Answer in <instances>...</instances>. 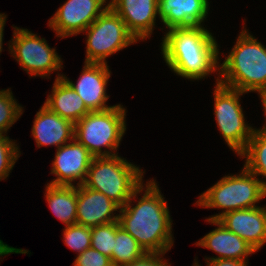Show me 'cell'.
<instances>
[{"mask_svg":"<svg viewBox=\"0 0 266 266\" xmlns=\"http://www.w3.org/2000/svg\"><path fill=\"white\" fill-rule=\"evenodd\" d=\"M145 189L142 183L120 207L118 221L146 253H166L174 242L170 212L154 179L147 182ZM142 191V198L132 207V199Z\"/></svg>","mask_w":266,"mask_h":266,"instance_id":"obj_1","label":"cell"},{"mask_svg":"<svg viewBox=\"0 0 266 266\" xmlns=\"http://www.w3.org/2000/svg\"><path fill=\"white\" fill-rule=\"evenodd\" d=\"M162 41L163 58L178 76L199 80L219 71L218 44L203 26L171 28Z\"/></svg>","mask_w":266,"mask_h":266,"instance_id":"obj_2","label":"cell"},{"mask_svg":"<svg viewBox=\"0 0 266 266\" xmlns=\"http://www.w3.org/2000/svg\"><path fill=\"white\" fill-rule=\"evenodd\" d=\"M242 30L224 62L219 64L218 82L241 92L266 93V48Z\"/></svg>","mask_w":266,"mask_h":266,"instance_id":"obj_3","label":"cell"},{"mask_svg":"<svg viewBox=\"0 0 266 266\" xmlns=\"http://www.w3.org/2000/svg\"><path fill=\"white\" fill-rule=\"evenodd\" d=\"M143 173L118 155L94 157L82 185L101 192L123 207L143 183Z\"/></svg>","mask_w":266,"mask_h":266,"instance_id":"obj_4","label":"cell"},{"mask_svg":"<svg viewBox=\"0 0 266 266\" xmlns=\"http://www.w3.org/2000/svg\"><path fill=\"white\" fill-rule=\"evenodd\" d=\"M266 197V189L257 176L245 167L239 175H228L199 196L197 205L203 208H221L222 213L206 218L218 220L230 211L256 207Z\"/></svg>","mask_w":266,"mask_h":266,"instance_id":"obj_5","label":"cell"},{"mask_svg":"<svg viewBox=\"0 0 266 266\" xmlns=\"http://www.w3.org/2000/svg\"><path fill=\"white\" fill-rule=\"evenodd\" d=\"M125 111L120 104L107 110L90 111L75 123L74 138L94 157L117 155L114 152L126 131ZM102 146L108 151L102 152Z\"/></svg>","mask_w":266,"mask_h":266,"instance_id":"obj_6","label":"cell"},{"mask_svg":"<svg viewBox=\"0 0 266 266\" xmlns=\"http://www.w3.org/2000/svg\"><path fill=\"white\" fill-rule=\"evenodd\" d=\"M84 32H87L86 63L107 64L108 56L137 43L125 22L110 6Z\"/></svg>","mask_w":266,"mask_h":266,"instance_id":"obj_7","label":"cell"},{"mask_svg":"<svg viewBox=\"0 0 266 266\" xmlns=\"http://www.w3.org/2000/svg\"><path fill=\"white\" fill-rule=\"evenodd\" d=\"M214 114L219 131L227 145L238 154L246 149L254 129L245 122L239 97L244 92L223 86L216 79Z\"/></svg>","mask_w":266,"mask_h":266,"instance_id":"obj_8","label":"cell"},{"mask_svg":"<svg viewBox=\"0 0 266 266\" xmlns=\"http://www.w3.org/2000/svg\"><path fill=\"white\" fill-rule=\"evenodd\" d=\"M14 37L9 46L10 53L18 64L30 76H49L52 71L62 67V60L55 48H50L44 38L32 33L28 29L13 27Z\"/></svg>","mask_w":266,"mask_h":266,"instance_id":"obj_9","label":"cell"},{"mask_svg":"<svg viewBox=\"0 0 266 266\" xmlns=\"http://www.w3.org/2000/svg\"><path fill=\"white\" fill-rule=\"evenodd\" d=\"M107 0H67L52 18L49 27L64 38L85 31L109 6Z\"/></svg>","mask_w":266,"mask_h":266,"instance_id":"obj_10","label":"cell"},{"mask_svg":"<svg viewBox=\"0 0 266 266\" xmlns=\"http://www.w3.org/2000/svg\"><path fill=\"white\" fill-rule=\"evenodd\" d=\"M93 158L86 147L74 138L69 144L66 143L56 149L51 174H55L57 178L48 184L74 186L72 182L79 180L76 186L82 185Z\"/></svg>","mask_w":266,"mask_h":266,"instance_id":"obj_11","label":"cell"},{"mask_svg":"<svg viewBox=\"0 0 266 266\" xmlns=\"http://www.w3.org/2000/svg\"><path fill=\"white\" fill-rule=\"evenodd\" d=\"M84 63L83 71L76 84L64 75L63 78L77 92L90 111H102L113 107L106 105L109 99L106 87L111 76L109 66L101 63Z\"/></svg>","mask_w":266,"mask_h":266,"instance_id":"obj_12","label":"cell"},{"mask_svg":"<svg viewBox=\"0 0 266 266\" xmlns=\"http://www.w3.org/2000/svg\"><path fill=\"white\" fill-rule=\"evenodd\" d=\"M218 221L245 240L256 252L266 243V207L230 211Z\"/></svg>","mask_w":266,"mask_h":266,"instance_id":"obj_13","label":"cell"},{"mask_svg":"<svg viewBox=\"0 0 266 266\" xmlns=\"http://www.w3.org/2000/svg\"><path fill=\"white\" fill-rule=\"evenodd\" d=\"M109 6L122 18L137 41L152 34L158 15V0H111Z\"/></svg>","mask_w":266,"mask_h":266,"instance_id":"obj_14","label":"cell"},{"mask_svg":"<svg viewBox=\"0 0 266 266\" xmlns=\"http://www.w3.org/2000/svg\"><path fill=\"white\" fill-rule=\"evenodd\" d=\"M120 206L101 192L83 185L77 186V216L76 222L86 227H95L119 220Z\"/></svg>","mask_w":266,"mask_h":266,"instance_id":"obj_15","label":"cell"},{"mask_svg":"<svg viewBox=\"0 0 266 266\" xmlns=\"http://www.w3.org/2000/svg\"><path fill=\"white\" fill-rule=\"evenodd\" d=\"M208 0H158V16L165 27L202 26L208 16Z\"/></svg>","mask_w":266,"mask_h":266,"instance_id":"obj_16","label":"cell"},{"mask_svg":"<svg viewBox=\"0 0 266 266\" xmlns=\"http://www.w3.org/2000/svg\"><path fill=\"white\" fill-rule=\"evenodd\" d=\"M75 124L43 105L36 113L32 135L37 147L55 145L58 149L74 139Z\"/></svg>","mask_w":266,"mask_h":266,"instance_id":"obj_17","label":"cell"},{"mask_svg":"<svg viewBox=\"0 0 266 266\" xmlns=\"http://www.w3.org/2000/svg\"><path fill=\"white\" fill-rule=\"evenodd\" d=\"M206 221L218 227L201 238L196 245L210 249L219 255L206 260L236 259L248 262V255L256 252L245 240L229 231L218 220L206 219Z\"/></svg>","mask_w":266,"mask_h":266,"instance_id":"obj_18","label":"cell"},{"mask_svg":"<svg viewBox=\"0 0 266 266\" xmlns=\"http://www.w3.org/2000/svg\"><path fill=\"white\" fill-rule=\"evenodd\" d=\"M44 105L74 124L90 112L81 97L61 74L56 77L52 93L47 96Z\"/></svg>","mask_w":266,"mask_h":266,"instance_id":"obj_19","label":"cell"},{"mask_svg":"<svg viewBox=\"0 0 266 266\" xmlns=\"http://www.w3.org/2000/svg\"><path fill=\"white\" fill-rule=\"evenodd\" d=\"M45 194L51 211L60 221L66 226L77 224V186L47 184Z\"/></svg>","mask_w":266,"mask_h":266,"instance_id":"obj_20","label":"cell"},{"mask_svg":"<svg viewBox=\"0 0 266 266\" xmlns=\"http://www.w3.org/2000/svg\"><path fill=\"white\" fill-rule=\"evenodd\" d=\"M246 158L244 167L251 173L266 178V131L254 129L246 149L239 155ZM266 189V181L261 180Z\"/></svg>","mask_w":266,"mask_h":266,"instance_id":"obj_21","label":"cell"},{"mask_svg":"<svg viewBox=\"0 0 266 266\" xmlns=\"http://www.w3.org/2000/svg\"><path fill=\"white\" fill-rule=\"evenodd\" d=\"M146 252L139 245L136 239L129 234L117 221V231L114 239V250L110 258L113 266L135 261Z\"/></svg>","mask_w":266,"mask_h":266,"instance_id":"obj_22","label":"cell"},{"mask_svg":"<svg viewBox=\"0 0 266 266\" xmlns=\"http://www.w3.org/2000/svg\"><path fill=\"white\" fill-rule=\"evenodd\" d=\"M13 97L10 89L0 90V135H6L22 115L23 107Z\"/></svg>","mask_w":266,"mask_h":266,"instance_id":"obj_23","label":"cell"},{"mask_svg":"<svg viewBox=\"0 0 266 266\" xmlns=\"http://www.w3.org/2000/svg\"><path fill=\"white\" fill-rule=\"evenodd\" d=\"M116 231L117 221L91 227V248L111 258Z\"/></svg>","mask_w":266,"mask_h":266,"instance_id":"obj_24","label":"cell"},{"mask_svg":"<svg viewBox=\"0 0 266 266\" xmlns=\"http://www.w3.org/2000/svg\"><path fill=\"white\" fill-rule=\"evenodd\" d=\"M64 244L70 249L77 251L78 255L84 250L91 248V228L84 225L66 226L63 231Z\"/></svg>","mask_w":266,"mask_h":266,"instance_id":"obj_25","label":"cell"},{"mask_svg":"<svg viewBox=\"0 0 266 266\" xmlns=\"http://www.w3.org/2000/svg\"><path fill=\"white\" fill-rule=\"evenodd\" d=\"M6 135H0V181L9 176V172L16 163L20 150L18 146ZM4 178V179H3Z\"/></svg>","mask_w":266,"mask_h":266,"instance_id":"obj_26","label":"cell"},{"mask_svg":"<svg viewBox=\"0 0 266 266\" xmlns=\"http://www.w3.org/2000/svg\"><path fill=\"white\" fill-rule=\"evenodd\" d=\"M73 266H113L110 257L88 248L77 256Z\"/></svg>","mask_w":266,"mask_h":266,"instance_id":"obj_27","label":"cell"},{"mask_svg":"<svg viewBox=\"0 0 266 266\" xmlns=\"http://www.w3.org/2000/svg\"><path fill=\"white\" fill-rule=\"evenodd\" d=\"M164 254L165 253H145L142 257L136 259L135 261L119 266H170L169 263L162 259L161 255Z\"/></svg>","mask_w":266,"mask_h":266,"instance_id":"obj_28","label":"cell"},{"mask_svg":"<svg viewBox=\"0 0 266 266\" xmlns=\"http://www.w3.org/2000/svg\"><path fill=\"white\" fill-rule=\"evenodd\" d=\"M208 266H247L248 262L236 259H213L206 260ZM194 266H200L198 262H194Z\"/></svg>","mask_w":266,"mask_h":266,"instance_id":"obj_29","label":"cell"},{"mask_svg":"<svg viewBox=\"0 0 266 266\" xmlns=\"http://www.w3.org/2000/svg\"><path fill=\"white\" fill-rule=\"evenodd\" d=\"M10 253H21V254H26L29 253V251L24 250V249H18V248H14V247H10L9 245L3 243L2 240H0V256H5L7 254Z\"/></svg>","mask_w":266,"mask_h":266,"instance_id":"obj_30","label":"cell"},{"mask_svg":"<svg viewBox=\"0 0 266 266\" xmlns=\"http://www.w3.org/2000/svg\"><path fill=\"white\" fill-rule=\"evenodd\" d=\"M6 23V15L0 13V53L2 52L3 30Z\"/></svg>","mask_w":266,"mask_h":266,"instance_id":"obj_31","label":"cell"},{"mask_svg":"<svg viewBox=\"0 0 266 266\" xmlns=\"http://www.w3.org/2000/svg\"><path fill=\"white\" fill-rule=\"evenodd\" d=\"M261 100H262L261 101L262 105L264 106L263 109H264V113H265V117H266V93L261 96ZM263 129L266 131V124L263 127Z\"/></svg>","mask_w":266,"mask_h":266,"instance_id":"obj_32","label":"cell"}]
</instances>
